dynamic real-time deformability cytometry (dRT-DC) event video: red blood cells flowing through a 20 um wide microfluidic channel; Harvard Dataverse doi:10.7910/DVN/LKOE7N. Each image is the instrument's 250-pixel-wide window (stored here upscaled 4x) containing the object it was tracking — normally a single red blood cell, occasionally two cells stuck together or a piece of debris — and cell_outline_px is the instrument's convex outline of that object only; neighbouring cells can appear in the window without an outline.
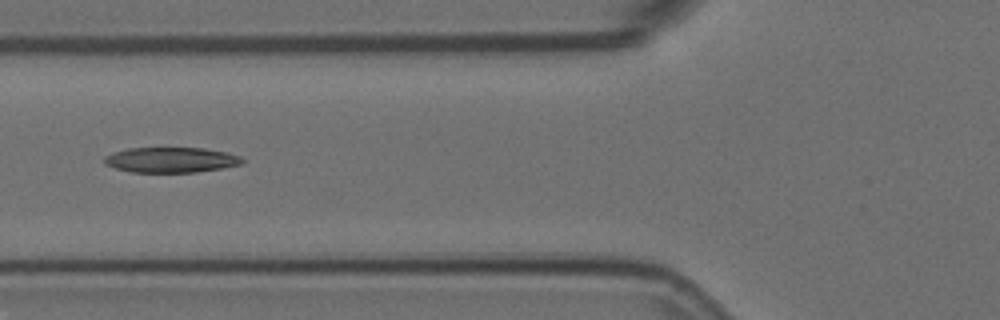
{"species": "Egyptian fruit bat (a non-hibernating species)", "species_latin": "Rousettus aegyptiacus", "temperature_condition": "room temperature", "stored_images_in_passage": 4, "camera_frame_rate_fps": 3000, "um_per_image_px": 0.085, "animal": {"sex": "female"}, "frame": {"image": 1, "passage_image": 3, "time_ms": 0.667, "image_size_px": [1000, 320], "cell_outline_px": [[244, 160], [240, 164], [220, 168], [196, 172], [132, 172], [116, 168], [104, 164], [104, 156], [112, 152], [128, 148], [204, 148], [224, 152], [240, 156]], "centroid_in_image_um": [14.48, 13.58], "position_along_channel_um": 111.3, "area_um2": 20.17}}
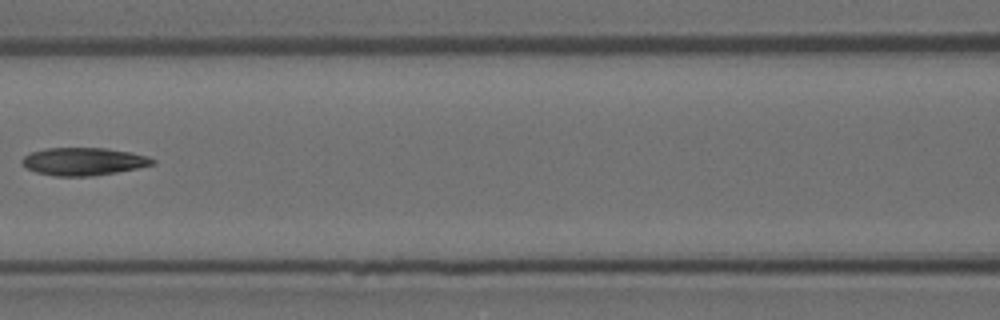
{"frame": {"image": 2, "passage_image": 4, "time_ms": 1.0, "image_size_px": [1000, 320], "cell_outline_px": [[156, 164], [116, 172], [92, 176], [56, 176], [36, 172], [28, 168], [20, 160], [24, 156], [32, 152], [44, 148], [104, 148], [132, 152], [148, 156], [156, 160]], "centroid_in_image_um": [7.13, 13.72], "position_along_channel_um": 159.5, "area_um2": 21.04}}